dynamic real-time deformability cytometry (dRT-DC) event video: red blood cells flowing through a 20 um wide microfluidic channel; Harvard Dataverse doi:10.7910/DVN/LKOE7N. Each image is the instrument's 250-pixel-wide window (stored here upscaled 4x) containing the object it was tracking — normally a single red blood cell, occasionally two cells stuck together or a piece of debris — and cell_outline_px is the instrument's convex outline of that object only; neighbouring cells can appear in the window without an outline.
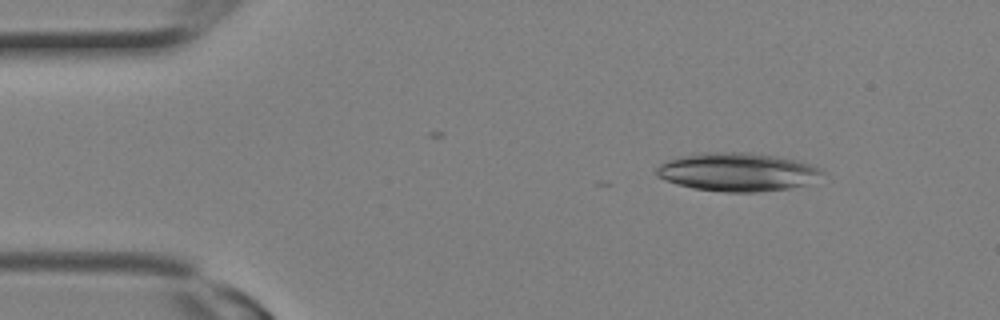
{"species": "Egyptian fruit bat (a non-hibernating species)", "species_latin": "Rousettus aegyptiacus", "temperature_condition": "room temperature", "stored_images_in_passage": 7, "camera_frame_rate_fps": 3000, "um_per_image_px": 0.085, "animal": {"sex": "female"}, "frame": {"image": 1, "passage_image": 3, "time_ms": 0.667, "image_size_px": [1000, 320], "cell_outline_px": [[824, 172], [804, 184], [792, 188], [756, 192], [724, 192], [692, 188], [676, 184], [664, 180], [656, 176], [656, 168], [660, 164], [676, 156], [704, 152], [748, 152], [776, 156], [796, 160], [820, 168]], "centroid_in_image_um": [62.59, 14.61], "position_along_channel_um": 22.4, "area_um2": 37.05}}
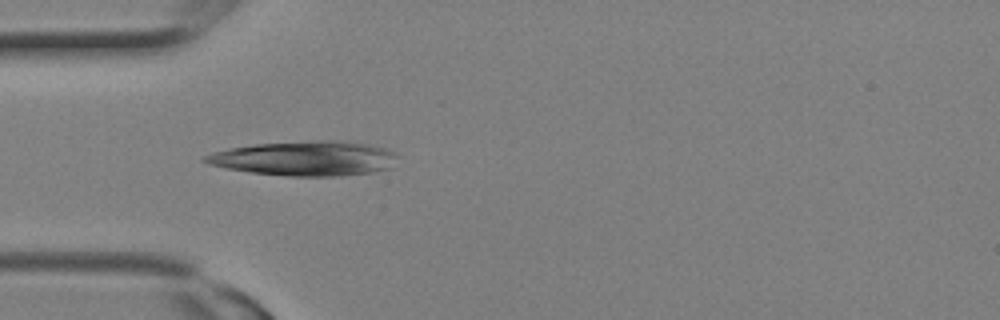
{"frame": {"image": 2, "passage_image": 7, "time_ms": 2.0, "image_size_px": [1000, 320], "cell_outline_px": [[400, 156], [392, 168], [372, 172], [340, 176], [288, 176], [252, 172], [224, 168], [208, 164], [200, 160], [204, 156], [212, 152], [228, 148], [256, 144], [320, 140], [336, 140], [368, 144], [384, 148], [396, 152]], "centroid_in_image_um": [25.95, 13.46], "position_along_channel_um": 59.1, "area_um2": 39.13}}